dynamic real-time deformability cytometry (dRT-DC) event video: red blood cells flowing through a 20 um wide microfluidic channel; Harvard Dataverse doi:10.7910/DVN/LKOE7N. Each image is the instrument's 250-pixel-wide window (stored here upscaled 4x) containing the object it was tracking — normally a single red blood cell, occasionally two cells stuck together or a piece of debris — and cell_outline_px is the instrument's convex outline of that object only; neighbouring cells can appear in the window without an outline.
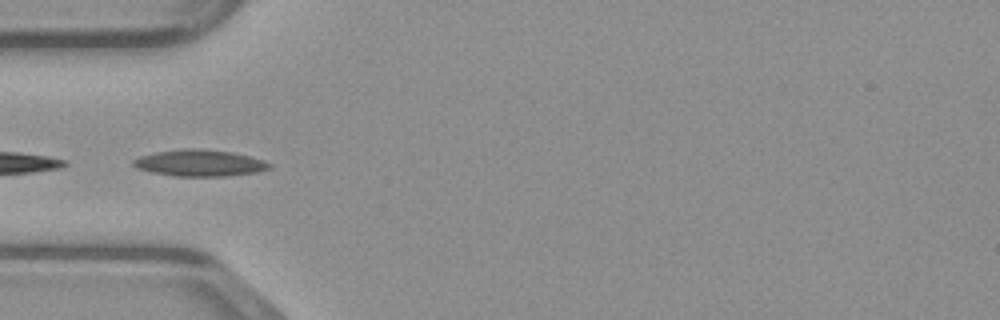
{"species": "common noctule bat (a hibernating species)", "species_latin": "Nyctalus noctula", "temperature_condition": "warm", "stored_images_in_passage": 7, "camera_frame_rate_fps": 3000, "um_per_image_px": 0.085, "animal": {"sex": "male", "body_mass_g": 23.1, "forearm_length_mm": 52.7}, "frame": {"image": 1, "passage_image": 5, "time_ms": 1.333, "image_size_px": [1000, 320], "cell_outline_px": [[272, 168], [256, 172], [224, 176], [176, 176], [152, 172], [136, 168], [132, 164], [132, 160], [140, 156], [156, 152], [180, 148], [192, 148], [232, 152], [264, 160], [272, 164]], "centroid_in_image_um": [16.96, 13.85], "position_along_channel_um": 68.0, "area_um2": 20.98}}